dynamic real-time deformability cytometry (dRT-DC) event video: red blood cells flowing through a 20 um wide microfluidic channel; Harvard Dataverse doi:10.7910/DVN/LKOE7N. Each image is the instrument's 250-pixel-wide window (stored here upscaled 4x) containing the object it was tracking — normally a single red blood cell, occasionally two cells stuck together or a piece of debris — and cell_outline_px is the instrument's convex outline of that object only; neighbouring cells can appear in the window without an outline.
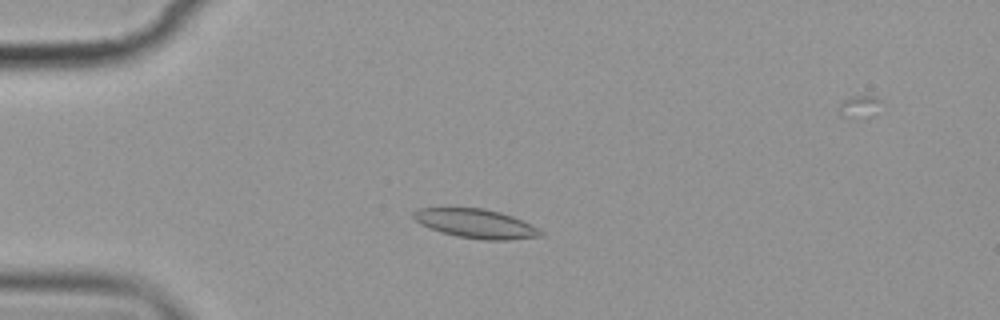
{"species": "common noctule bat (a hibernating species)", "species_latin": "Nyctalus noctula", "temperature_condition": "cold", "stored_images_in_passage": 7, "camera_frame_rate_fps": 3000, "um_per_image_px": 0.085, "animal": {"sex": "female", "body_mass_g": 19.9}, "frame": {"image": 1, "passage_image": 4, "time_ms": 3.333, "image_size_px": [1000, 320], "cell_outline_px": [[544, 232], [540, 236], [508, 240], [484, 240], [456, 236], [440, 232], [420, 224], [412, 216], [412, 212], [420, 208], [484, 208], [500, 212], [512, 216]], "centroid_in_image_um": [40.4, 19.01], "position_along_channel_um": 44.6, "area_um2": 21.33}}
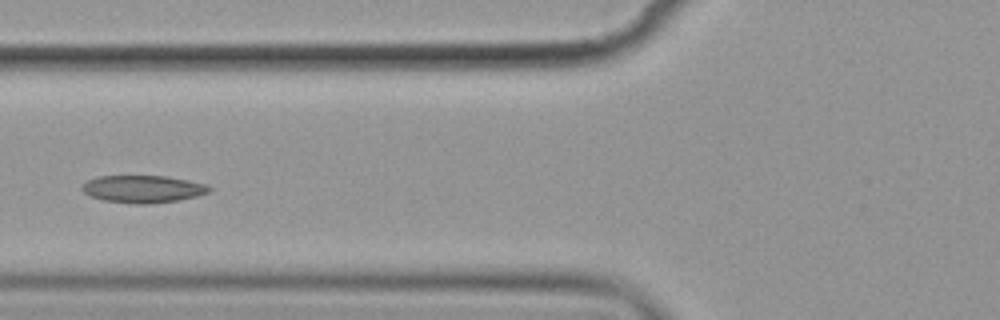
{"frame": {"image": 2, "passage_image": 6, "time_ms": 6.0, "image_size_px": [1000, 320], "cell_outline_px": [[212, 192], [196, 196], [176, 200], [148, 204], [132, 204], [104, 200], [88, 196], [80, 188], [88, 180], [96, 176], [164, 176], [204, 184], [212, 188]], "centroid_in_image_um": [12.11, 16.07], "position_along_channel_um": 113.7, "area_um2": 20.17}}
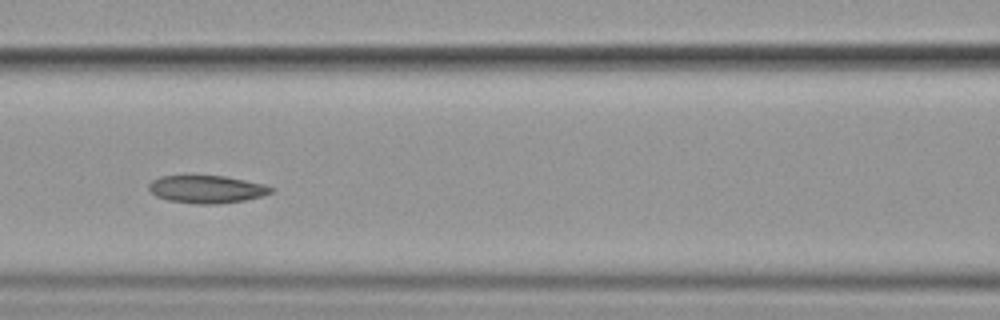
{"frame": {"image": 3, "passage_image": 7, "time_ms": 7.0, "image_size_px": [1000, 320], "cell_outline_px": [[276, 188], [272, 192], [264, 196], [244, 200], [216, 204], [200, 204], [168, 200], [156, 196], [148, 188], [148, 184], [152, 180], [160, 176], [224, 176], [264, 184]], "centroid_in_image_um": [17.59, 16.08], "position_along_channel_um": 149.0, "area_um2": 19.65}}